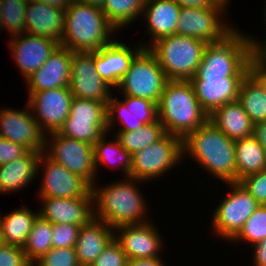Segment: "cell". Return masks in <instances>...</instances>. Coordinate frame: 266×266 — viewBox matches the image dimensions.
<instances>
[{
    "label": "cell",
    "mask_w": 266,
    "mask_h": 266,
    "mask_svg": "<svg viewBox=\"0 0 266 266\" xmlns=\"http://www.w3.org/2000/svg\"><path fill=\"white\" fill-rule=\"evenodd\" d=\"M183 157L195 159L199 167L223 183L236 182L235 140L210 120L183 139Z\"/></svg>",
    "instance_id": "1"
},
{
    "label": "cell",
    "mask_w": 266,
    "mask_h": 266,
    "mask_svg": "<svg viewBox=\"0 0 266 266\" xmlns=\"http://www.w3.org/2000/svg\"><path fill=\"white\" fill-rule=\"evenodd\" d=\"M142 182L124 177L101 188L93 185L94 217L112 228L149 222L150 219L146 218L148 215H145L148 206L138 188Z\"/></svg>",
    "instance_id": "2"
},
{
    "label": "cell",
    "mask_w": 266,
    "mask_h": 266,
    "mask_svg": "<svg viewBox=\"0 0 266 266\" xmlns=\"http://www.w3.org/2000/svg\"><path fill=\"white\" fill-rule=\"evenodd\" d=\"M157 109L165 133L182 139L209 120L189 80H168Z\"/></svg>",
    "instance_id": "3"
},
{
    "label": "cell",
    "mask_w": 266,
    "mask_h": 266,
    "mask_svg": "<svg viewBox=\"0 0 266 266\" xmlns=\"http://www.w3.org/2000/svg\"><path fill=\"white\" fill-rule=\"evenodd\" d=\"M116 31L102 9L73 0L65 9L60 45L71 52H95L112 42Z\"/></svg>",
    "instance_id": "4"
},
{
    "label": "cell",
    "mask_w": 266,
    "mask_h": 266,
    "mask_svg": "<svg viewBox=\"0 0 266 266\" xmlns=\"http://www.w3.org/2000/svg\"><path fill=\"white\" fill-rule=\"evenodd\" d=\"M254 51L253 36L235 27L222 41L207 44L191 79L246 77Z\"/></svg>",
    "instance_id": "5"
},
{
    "label": "cell",
    "mask_w": 266,
    "mask_h": 266,
    "mask_svg": "<svg viewBox=\"0 0 266 266\" xmlns=\"http://www.w3.org/2000/svg\"><path fill=\"white\" fill-rule=\"evenodd\" d=\"M206 46L203 40L173 34L157 40L148 49L168 80H190L202 61Z\"/></svg>",
    "instance_id": "6"
},
{
    "label": "cell",
    "mask_w": 266,
    "mask_h": 266,
    "mask_svg": "<svg viewBox=\"0 0 266 266\" xmlns=\"http://www.w3.org/2000/svg\"><path fill=\"white\" fill-rule=\"evenodd\" d=\"M182 159L183 139L166 133L156 143L132 155L130 177L143 182L164 177Z\"/></svg>",
    "instance_id": "7"
},
{
    "label": "cell",
    "mask_w": 266,
    "mask_h": 266,
    "mask_svg": "<svg viewBox=\"0 0 266 266\" xmlns=\"http://www.w3.org/2000/svg\"><path fill=\"white\" fill-rule=\"evenodd\" d=\"M167 81L155 55L143 48L132 60L117 89L120 95L144 98L158 104Z\"/></svg>",
    "instance_id": "8"
},
{
    "label": "cell",
    "mask_w": 266,
    "mask_h": 266,
    "mask_svg": "<svg viewBox=\"0 0 266 266\" xmlns=\"http://www.w3.org/2000/svg\"><path fill=\"white\" fill-rule=\"evenodd\" d=\"M232 190L220 200L211 224L213 233L231 241L243 228L247 219L260 205L240 182H226Z\"/></svg>",
    "instance_id": "9"
},
{
    "label": "cell",
    "mask_w": 266,
    "mask_h": 266,
    "mask_svg": "<svg viewBox=\"0 0 266 266\" xmlns=\"http://www.w3.org/2000/svg\"><path fill=\"white\" fill-rule=\"evenodd\" d=\"M44 153L91 186L96 184L93 145L52 132L46 135Z\"/></svg>",
    "instance_id": "10"
},
{
    "label": "cell",
    "mask_w": 266,
    "mask_h": 266,
    "mask_svg": "<svg viewBox=\"0 0 266 266\" xmlns=\"http://www.w3.org/2000/svg\"><path fill=\"white\" fill-rule=\"evenodd\" d=\"M226 12L223 7H181L176 34L197 38L207 44L222 41L235 29L224 22Z\"/></svg>",
    "instance_id": "11"
},
{
    "label": "cell",
    "mask_w": 266,
    "mask_h": 266,
    "mask_svg": "<svg viewBox=\"0 0 266 266\" xmlns=\"http://www.w3.org/2000/svg\"><path fill=\"white\" fill-rule=\"evenodd\" d=\"M72 99L70 87H62L32 92L27 103L41 130L47 135L61 129L69 116Z\"/></svg>",
    "instance_id": "12"
},
{
    "label": "cell",
    "mask_w": 266,
    "mask_h": 266,
    "mask_svg": "<svg viewBox=\"0 0 266 266\" xmlns=\"http://www.w3.org/2000/svg\"><path fill=\"white\" fill-rule=\"evenodd\" d=\"M43 166V168H42ZM42 173L39 198H75L85 197L92 186L79 175L70 172L62 164L56 163L44 152L39 158L38 167Z\"/></svg>",
    "instance_id": "13"
},
{
    "label": "cell",
    "mask_w": 266,
    "mask_h": 266,
    "mask_svg": "<svg viewBox=\"0 0 266 266\" xmlns=\"http://www.w3.org/2000/svg\"><path fill=\"white\" fill-rule=\"evenodd\" d=\"M26 108L0 110V137L26 147L29 151H45L46 134L41 130L28 103ZM27 109V110H26Z\"/></svg>",
    "instance_id": "14"
},
{
    "label": "cell",
    "mask_w": 266,
    "mask_h": 266,
    "mask_svg": "<svg viewBox=\"0 0 266 266\" xmlns=\"http://www.w3.org/2000/svg\"><path fill=\"white\" fill-rule=\"evenodd\" d=\"M70 90L73 97L107 103L112 87L98 74L94 64V52H72Z\"/></svg>",
    "instance_id": "15"
},
{
    "label": "cell",
    "mask_w": 266,
    "mask_h": 266,
    "mask_svg": "<svg viewBox=\"0 0 266 266\" xmlns=\"http://www.w3.org/2000/svg\"><path fill=\"white\" fill-rule=\"evenodd\" d=\"M123 96L122 101L113 95L107 102V130L113 129L116 119L120 122L118 132L135 131L144 124H149L158 119L157 103L152 100ZM115 121V122H114Z\"/></svg>",
    "instance_id": "16"
},
{
    "label": "cell",
    "mask_w": 266,
    "mask_h": 266,
    "mask_svg": "<svg viewBox=\"0 0 266 266\" xmlns=\"http://www.w3.org/2000/svg\"><path fill=\"white\" fill-rule=\"evenodd\" d=\"M151 222L114 228V239L119 243L128 260L162 257L159 254L162 252L164 242L160 231Z\"/></svg>",
    "instance_id": "17"
},
{
    "label": "cell",
    "mask_w": 266,
    "mask_h": 266,
    "mask_svg": "<svg viewBox=\"0 0 266 266\" xmlns=\"http://www.w3.org/2000/svg\"><path fill=\"white\" fill-rule=\"evenodd\" d=\"M8 43L23 80L38 70L60 45L53 39L27 33L11 37Z\"/></svg>",
    "instance_id": "18"
},
{
    "label": "cell",
    "mask_w": 266,
    "mask_h": 266,
    "mask_svg": "<svg viewBox=\"0 0 266 266\" xmlns=\"http://www.w3.org/2000/svg\"><path fill=\"white\" fill-rule=\"evenodd\" d=\"M144 43L130 48L129 45L113 40L103 48L94 52V64L99 76L114 88L119 86L121 80L129 70L134 57L144 48Z\"/></svg>",
    "instance_id": "19"
},
{
    "label": "cell",
    "mask_w": 266,
    "mask_h": 266,
    "mask_svg": "<svg viewBox=\"0 0 266 266\" xmlns=\"http://www.w3.org/2000/svg\"><path fill=\"white\" fill-rule=\"evenodd\" d=\"M39 215L52 224L83 226L94 217L92 190L85 197L40 198Z\"/></svg>",
    "instance_id": "20"
},
{
    "label": "cell",
    "mask_w": 266,
    "mask_h": 266,
    "mask_svg": "<svg viewBox=\"0 0 266 266\" xmlns=\"http://www.w3.org/2000/svg\"><path fill=\"white\" fill-rule=\"evenodd\" d=\"M72 52L59 45L45 63L26 81L28 96L32 92L70 86Z\"/></svg>",
    "instance_id": "21"
},
{
    "label": "cell",
    "mask_w": 266,
    "mask_h": 266,
    "mask_svg": "<svg viewBox=\"0 0 266 266\" xmlns=\"http://www.w3.org/2000/svg\"><path fill=\"white\" fill-rule=\"evenodd\" d=\"M65 9L29 0L25 11V33L53 39L59 44L64 31Z\"/></svg>",
    "instance_id": "22"
},
{
    "label": "cell",
    "mask_w": 266,
    "mask_h": 266,
    "mask_svg": "<svg viewBox=\"0 0 266 266\" xmlns=\"http://www.w3.org/2000/svg\"><path fill=\"white\" fill-rule=\"evenodd\" d=\"M245 77L190 79L202 108L210 115L222 105L238 100L240 85Z\"/></svg>",
    "instance_id": "23"
},
{
    "label": "cell",
    "mask_w": 266,
    "mask_h": 266,
    "mask_svg": "<svg viewBox=\"0 0 266 266\" xmlns=\"http://www.w3.org/2000/svg\"><path fill=\"white\" fill-rule=\"evenodd\" d=\"M180 9L173 0H145L142 15L147 23V34L152 39L149 44L143 45L144 48H149L163 37L176 34Z\"/></svg>",
    "instance_id": "24"
},
{
    "label": "cell",
    "mask_w": 266,
    "mask_h": 266,
    "mask_svg": "<svg viewBox=\"0 0 266 266\" xmlns=\"http://www.w3.org/2000/svg\"><path fill=\"white\" fill-rule=\"evenodd\" d=\"M113 238L114 228L95 217L80 226L75 245L79 265L91 266Z\"/></svg>",
    "instance_id": "25"
},
{
    "label": "cell",
    "mask_w": 266,
    "mask_h": 266,
    "mask_svg": "<svg viewBox=\"0 0 266 266\" xmlns=\"http://www.w3.org/2000/svg\"><path fill=\"white\" fill-rule=\"evenodd\" d=\"M41 153L28 151L7 164L0 165V193H12L26 188L38 176V162Z\"/></svg>",
    "instance_id": "26"
},
{
    "label": "cell",
    "mask_w": 266,
    "mask_h": 266,
    "mask_svg": "<svg viewBox=\"0 0 266 266\" xmlns=\"http://www.w3.org/2000/svg\"><path fill=\"white\" fill-rule=\"evenodd\" d=\"M209 120L228 138L238 140L253 135L254 124L236 100L215 109Z\"/></svg>",
    "instance_id": "27"
},
{
    "label": "cell",
    "mask_w": 266,
    "mask_h": 266,
    "mask_svg": "<svg viewBox=\"0 0 266 266\" xmlns=\"http://www.w3.org/2000/svg\"><path fill=\"white\" fill-rule=\"evenodd\" d=\"M236 182L266 169V151L254 135L235 140Z\"/></svg>",
    "instance_id": "28"
},
{
    "label": "cell",
    "mask_w": 266,
    "mask_h": 266,
    "mask_svg": "<svg viewBox=\"0 0 266 266\" xmlns=\"http://www.w3.org/2000/svg\"><path fill=\"white\" fill-rule=\"evenodd\" d=\"M39 212L21 206L14 211L0 217L2 235L5 244L22 247L32 229Z\"/></svg>",
    "instance_id": "29"
},
{
    "label": "cell",
    "mask_w": 266,
    "mask_h": 266,
    "mask_svg": "<svg viewBox=\"0 0 266 266\" xmlns=\"http://www.w3.org/2000/svg\"><path fill=\"white\" fill-rule=\"evenodd\" d=\"M108 133H105L94 145V162L97 170L99 165H112V168L121 170L124 177H130L132 155L127 152L120 144L118 139L114 137L113 141H106ZM107 135V136H106ZM118 162V163H117ZM120 167V168H119Z\"/></svg>",
    "instance_id": "30"
},
{
    "label": "cell",
    "mask_w": 266,
    "mask_h": 266,
    "mask_svg": "<svg viewBox=\"0 0 266 266\" xmlns=\"http://www.w3.org/2000/svg\"><path fill=\"white\" fill-rule=\"evenodd\" d=\"M238 101L253 124L266 120V93L250 73L240 85Z\"/></svg>",
    "instance_id": "31"
},
{
    "label": "cell",
    "mask_w": 266,
    "mask_h": 266,
    "mask_svg": "<svg viewBox=\"0 0 266 266\" xmlns=\"http://www.w3.org/2000/svg\"><path fill=\"white\" fill-rule=\"evenodd\" d=\"M165 134L163 124L157 119L152 123L144 124L135 131L116 132L114 135L121 146L133 155L145 147L156 143Z\"/></svg>",
    "instance_id": "32"
},
{
    "label": "cell",
    "mask_w": 266,
    "mask_h": 266,
    "mask_svg": "<svg viewBox=\"0 0 266 266\" xmlns=\"http://www.w3.org/2000/svg\"><path fill=\"white\" fill-rule=\"evenodd\" d=\"M144 3L145 0H105L102 11L110 24L120 31L140 18Z\"/></svg>",
    "instance_id": "33"
},
{
    "label": "cell",
    "mask_w": 266,
    "mask_h": 266,
    "mask_svg": "<svg viewBox=\"0 0 266 266\" xmlns=\"http://www.w3.org/2000/svg\"><path fill=\"white\" fill-rule=\"evenodd\" d=\"M51 238L52 223L38 215L23 246L32 264L52 248Z\"/></svg>",
    "instance_id": "34"
},
{
    "label": "cell",
    "mask_w": 266,
    "mask_h": 266,
    "mask_svg": "<svg viewBox=\"0 0 266 266\" xmlns=\"http://www.w3.org/2000/svg\"><path fill=\"white\" fill-rule=\"evenodd\" d=\"M58 133L94 145L105 133H108L107 121L66 119Z\"/></svg>",
    "instance_id": "35"
},
{
    "label": "cell",
    "mask_w": 266,
    "mask_h": 266,
    "mask_svg": "<svg viewBox=\"0 0 266 266\" xmlns=\"http://www.w3.org/2000/svg\"><path fill=\"white\" fill-rule=\"evenodd\" d=\"M29 0H1V29L10 36L25 33V11Z\"/></svg>",
    "instance_id": "36"
},
{
    "label": "cell",
    "mask_w": 266,
    "mask_h": 266,
    "mask_svg": "<svg viewBox=\"0 0 266 266\" xmlns=\"http://www.w3.org/2000/svg\"><path fill=\"white\" fill-rule=\"evenodd\" d=\"M266 238V209L259 205L252 215L247 219L243 228L231 240L235 243L243 241L254 246ZM239 241V242H238Z\"/></svg>",
    "instance_id": "37"
},
{
    "label": "cell",
    "mask_w": 266,
    "mask_h": 266,
    "mask_svg": "<svg viewBox=\"0 0 266 266\" xmlns=\"http://www.w3.org/2000/svg\"><path fill=\"white\" fill-rule=\"evenodd\" d=\"M67 119L82 121H107V103L73 97Z\"/></svg>",
    "instance_id": "38"
},
{
    "label": "cell",
    "mask_w": 266,
    "mask_h": 266,
    "mask_svg": "<svg viewBox=\"0 0 266 266\" xmlns=\"http://www.w3.org/2000/svg\"><path fill=\"white\" fill-rule=\"evenodd\" d=\"M32 266H80L75 247L51 248Z\"/></svg>",
    "instance_id": "39"
},
{
    "label": "cell",
    "mask_w": 266,
    "mask_h": 266,
    "mask_svg": "<svg viewBox=\"0 0 266 266\" xmlns=\"http://www.w3.org/2000/svg\"><path fill=\"white\" fill-rule=\"evenodd\" d=\"M79 229V225L52 224V248L75 247Z\"/></svg>",
    "instance_id": "40"
},
{
    "label": "cell",
    "mask_w": 266,
    "mask_h": 266,
    "mask_svg": "<svg viewBox=\"0 0 266 266\" xmlns=\"http://www.w3.org/2000/svg\"><path fill=\"white\" fill-rule=\"evenodd\" d=\"M128 258L119 243L113 238L91 266H127Z\"/></svg>",
    "instance_id": "41"
},
{
    "label": "cell",
    "mask_w": 266,
    "mask_h": 266,
    "mask_svg": "<svg viewBox=\"0 0 266 266\" xmlns=\"http://www.w3.org/2000/svg\"><path fill=\"white\" fill-rule=\"evenodd\" d=\"M250 195L261 205L266 199V169L245 176L239 181Z\"/></svg>",
    "instance_id": "42"
},
{
    "label": "cell",
    "mask_w": 266,
    "mask_h": 266,
    "mask_svg": "<svg viewBox=\"0 0 266 266\" xmlns=\"http://www.w3.org/2000/svg\"><path fill=\"white\" fill-rule=\"evenodd\" d=\"M0 266H32L22 247L3 244L0 246Z\"/></svg>",
    "instance_id": "43"
},
{
    "label": "cell",
    "mask_w": 266,
    "mask_h": 266,
    "mask_svg": "<svg viewBox=\"0 0 266 266\" xmlns=\"http://www.w3.org/2000/svg\"><path fill=\"white\" fill-rule=\"evenodd\" d=\"M28 151L23 145L0 137V165L24 156Z\"/></svg>",
    "instance_id": "44"
},
{
    "label": "cell",
    "mask_w": 266,
    "mask_h": 266,
    "mask_svg": "<svg viewBox=\"0 0 266 266\" xmlns=\"http://www.w3.org/2000/svg\"><path fill=\"white\" fill-rule=\"evenodd\" d=\"M249 73L260 83L266 93V59L256 51L250 60Z\"/></svg>",
    "instance_id": "45"
},
{
    "label": "cell",
    "mask_w": 266,
    "mask_h": 266,
    "mask_svg": "<svg viewBox=\"0 0 266 266\" xmlns=\"http://www.w3.org/2000/svg\"><path fill=\"white\" fill-rule=\"evenodd\" d=\"M253 265L266 266V238L253 246Z\"/></svg>",
    "instance_id": "46"
},
{
    "label": "cell",
    "mask_w": 266,
    "mask_h": 266,
    "mask_svg": "<svg viewBox=\"0 0 266 266\" xmlns=\"http://www.w3.org/2000/svg\"><path fill=\"white\" fill-rule=\"evenodd\" d=\"M180 7L207 8L221 7L215 5L211 0H173Z\"/></svg>",
    "instance_id": "47"
},
{
    "label": "cell",
    "mask_w": 266,
    "mask_h": 266,
    "mask_svg": "<svg viewBox=\"0 0 266 266\" xmlns=\"http://www.w3.org/2000/svg\"><path fill=\"white\" fill-rule=\"evenodd\" d=\"M127 266H165V263L161 257L137 258L128 260Z\"/></svg>",
    "instance_id": "48"
},
{
    "label": "cell",
    "mask_w": 266,
    "mask_h": 266,
    "mask_svg": "<svg viewBox=\"0 0 266 266\" xmlns=\"http://www.w3.org/2000/svg\"><path fill=\"white\" fill-rule=\"evenodd\" d=\"M253 135L266 151V120L254 124Z\"/></svg>",
    "instance_id": "49"
},
{
    "label": "cell",
    "mask_w": 266,
    "mask_h": 266,
    "mask_svg": "<svg viewBox=\"0 0 266 266\" xmlns=\"http://www.w3.org/2000/svg\"><path fill=\"white\" fill-rule=\"evenodd\" d=\"M49 6L66 9L73 0H36Z\"/></svg>",
    "instance_id": "50"
},
{
    "label": "cell",
    "mask_w": 266,
    "mask_h": 266,
    "mask_svg": "<svg viewBox=\"0 0 266 266\" xmlns=\"http://www.w3.org/2000/svg\"><path fill=\"white\" fill-rule=\"evenodd\" d=\"M255 39V51L266 59V42L264 44L262 42L261 44V42L257 38Z\"/></svg>",
    "instance_id": "51"
},
{
    "label": "cell",
    "mask_w": 266,
    "mask_h": 266,
    "mask_svg": "<svg viewBox=\"0 0 266 266\" xmlns=\"http://www.w3.org/2000/svg\"><path fill=\"white\" fill-rule=\"evenodd\" d=\"M78 2L102 9L105 0H77Z\"/></svg>",
    "instance_id": "52"
},
{
    "label": "cell",
    "mask_w": 266,
    "mask_h": 266,
    "mask_svg": "<svg viewBox=\"0 0 266 266\" xmlns=\"http://www.w3.org/2000/svg\"><path fill=\"white\" fill-rule=\"evenodd\" d=\"M215 5H218V6H221L223 7L224 9H228V5H229V2H231L230 0H211Z\"/></svg>",
    "instance_id": "53"
},
{
    "label": "cell",
    "mask_w": 266,
    "mask_h": 266,
    "mask_svg": "<svg viewBox=\"0 0 266 266\" xmlns=\"http://www.w3.org/2000/svg\"><path fill=\"white\" fill-rule=\"evenodd\" d=\"M4 244L3 235H2V228L0 223V246Z\"/></svg>",
    "instance_id": "54"
},
{
    "label": "cell",
    "mask_w": 266,
    "mask_h": 266,
    "mask_svg": "<svg viewBox=\"0 0 266 266\" xmlns=\"http://www.w3.org/2000/svg\"><path fill=\"white\" fill-rule=\"evenodd\" d=\"M266 1V0H265ZM265 7H264V20H265V24H266V2H265V5H264ZM266 26V25H265ZM265 30H266V28H265ZM266 32V31H265ZM266 38V37H265ZM264 42H266V39H265V41Z\"/></svg>",
    "instance_id": "55"
},
{
    "label": "cell",
    "mask_w": 266,
    "mask_h": 266,
    "mask_svg": "<svg viewBox=\"0 0 266 266\" xmlns=\"http://www.w3.org/2000/svg\"><path fill=\"white\" fill-rule=\"evenodd\" d=\"M1 18L2 16H1V0H0V29H1Z\"/></svg>",
    "instance_id": "56"
},
{
    "label": "cell",
    "mask_w": 266,
    "mask_h": 266,
    "mask_svg": "<svg viewBox=\"0 0 266 266\" xmlns=\"http://www.w3.org/2000/svg\"><path fill=\"white\" fill-rule=\"evenodd\" d=\"M261 205L266 209V199Z\"/></svg>",
    "instance_id": "57"
}]
</instances>
